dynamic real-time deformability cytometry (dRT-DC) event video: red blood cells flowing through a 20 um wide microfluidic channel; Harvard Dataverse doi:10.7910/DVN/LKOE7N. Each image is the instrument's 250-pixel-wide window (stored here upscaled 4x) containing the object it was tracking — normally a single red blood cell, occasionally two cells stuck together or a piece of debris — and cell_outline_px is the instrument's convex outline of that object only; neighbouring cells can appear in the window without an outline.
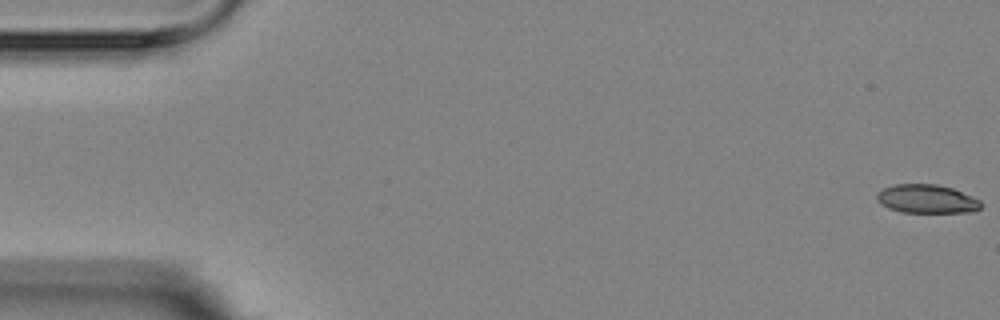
{"species": "Egyptian fruit bat (a non-hibernating species)", "species_latin": "Rousettus aegyptiacus", "temperature_condition": "room temperature", "stored_images_in_passage": 5, "camera_frame_rate_fps": 3000, "um_per_image_px": 0.085, "animal": {"sex": "female"}, "frame": {"image": 1, "passage_image": 1, "time_ms": 0.0, "image_size_px": [1000, 320], "cell_outline_px": [[980, 208], [972, 212], [900, 212], [888, 208], [880, 204], [876, 196], [884, 188], [896, 184], [936, 184], [952, 188], [972, 196], [980, 200]], "centroid_in_image_um": [78.77, 16.91], "position_along_channel_um": 6.2, "area_um2": 17.22}}
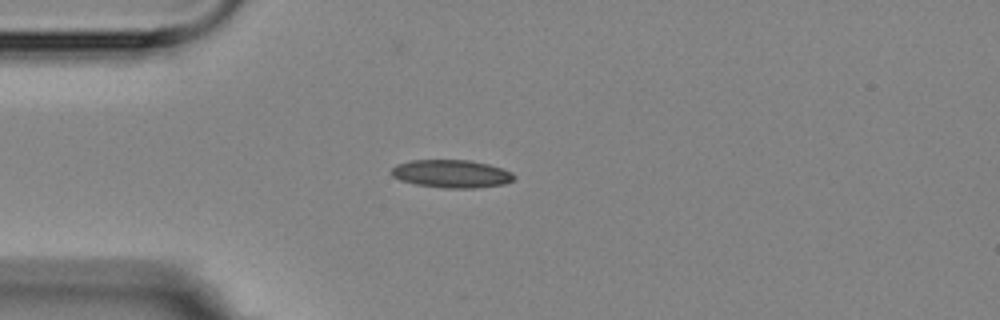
{"frame": {"image": 2, "passage_image": 5, "time_ms": 4.667, "image_size_px": [1000, 320], "cell_outline_px": [[516, 176], [512, 180], [504, 184], [476, 188], [444, 188], [416, 184], [400, 180], [392, 176], [388, 172], [396, 164], [412, 160], [468, 160], [488, 164], [512, 172]], "centroid_in_image_um": [38.34, 14.77], "position_along_channel_um": 46.7, "area_um2": 20.0}}